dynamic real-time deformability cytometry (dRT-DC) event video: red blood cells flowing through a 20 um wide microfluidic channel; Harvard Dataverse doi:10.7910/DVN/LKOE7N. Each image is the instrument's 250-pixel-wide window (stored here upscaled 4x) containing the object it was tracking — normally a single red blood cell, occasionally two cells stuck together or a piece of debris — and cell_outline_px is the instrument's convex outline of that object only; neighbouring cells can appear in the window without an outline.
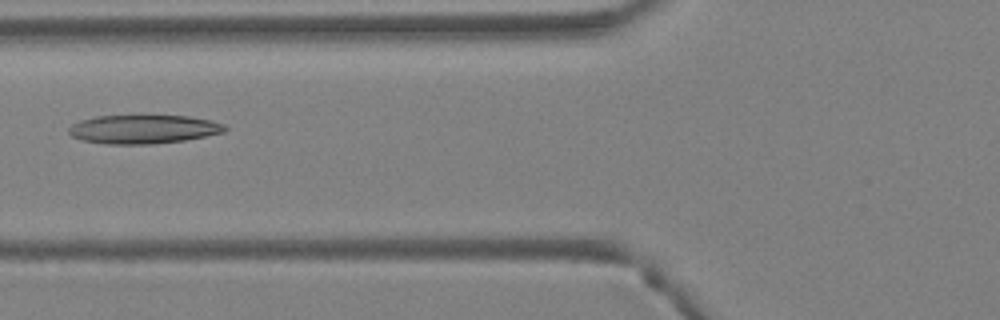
{"species": "Egyptian fruit bat (a non-hibernating species)", "species_latin": "Rousettus aegyptiacus", "temperature_condition": "warm", "stored_images_in_passage": 5, "camera_frame_rate_fps": 3000, "um_per_image_px": 0.085, "animal": {"sex": "female"}, "frame": {"image": 1, "passage_image": 5, "time_ms": 1.333, "image_size_px": [1000, 320], "cell_outline_px": [[228, 128], [224, 132], [184, 140], [152, 144], [104, 144], [80, 140], [72, 136], [68, 132], [68, 128], [72, 124], [80, 120], [96, 116], [188, 116], [212, 120], [224, 124]], "centroid_in_image_um": [12.16, 10.99], "position_along_channel_um": 113.6, "area_um2": 26.18}}